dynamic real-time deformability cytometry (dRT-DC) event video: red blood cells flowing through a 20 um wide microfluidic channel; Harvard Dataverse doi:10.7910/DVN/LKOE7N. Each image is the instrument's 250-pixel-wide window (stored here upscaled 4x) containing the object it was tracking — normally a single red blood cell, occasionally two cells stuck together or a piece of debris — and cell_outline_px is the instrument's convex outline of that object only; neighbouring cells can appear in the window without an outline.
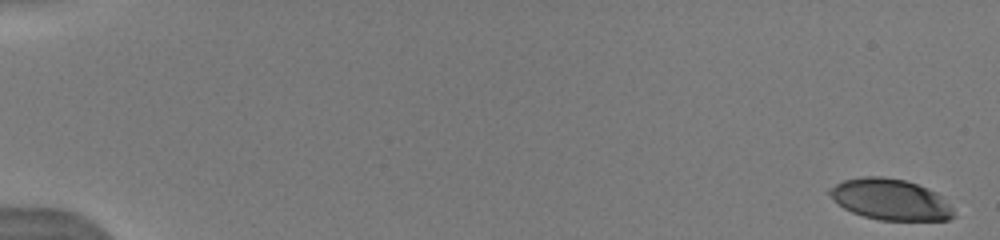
{"species": "human", "species_latin": "Homo sapiens", "temperature_condition": "warm", "stored_images_in_passage": 26, "camera_frame_rate_fps": 3000, "um_per_image_px": 0.085, "donor": {"sex": "male"}, "frame": {"image": 1, "passage_image": 1, "time_ms": 0.0, "image_size_px": [1000, 240], "cell_outline_px": [[956, 216], [948, 220], [880, 220], [864, 216], [852, 212], [844, 208], [828, 192], [828, 188], [844, 180], [864, 176], [884, 176], [904, 180], [928, 188], [936, 192], [952, 208]], "centroid_in_image_um": [75.7, 16.95], "position_along_channel_um": 9.3, "area_um2": 29.42}}
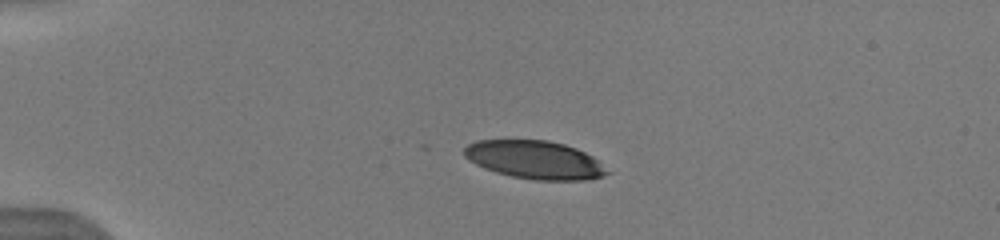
{"frame": {"image": 2, "passage_image": 15, "time_ms": 4.0, "image_size_px": [1000, 240], "cell_outline_px": [[612, 172], [604, 176], [588, 180], [532, 180], [512, 176], [496, 172], [484, 168], [476, 164], [464, 156], [464, 148], [468, 144], [476, 140], [548, 140], [564, 144], [576, 148], [592, 156]], "centroid_in_image_um": [45.48, 13.59], "position_along_channel_um": 39.5, "area_um2": 31.91}}